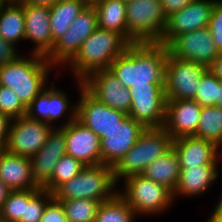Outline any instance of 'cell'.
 <instances>
[{"instance_id": "1", "label": "cell", "mask_w": 222, "mask_h": 222, "mask_svg": "<svg viewBox=\"0 0 222 222\" xmlns=\"http://www.w3.org/2000/svg\"><path fill=\"white\" fill-rule=\"evenodd\" d=\"M167 47L159 43L130 44L110 65L109 70L125 88L164 86Z\"/></svg>"}, {"instance_id": "2", "label": "cell", "mask_w": 222, "mask_h": 222, "mask_svg": "<svg viewBox=\"0 0 222 222\" xmlns=\"http://www.w3.org/2000/svg\"><path fill=\"white\" fill-rule=\"evenodd\" d=\"M51 67L45 56L33 52L31 58L19 55L15 60L0 66V85L11 88L28 107L47 88L46 78Z\"/></svg>"}, {"instance_id": "3", "label": "cell", "mask_w": 222, "mask_h": 222, "mask_svg": "<svg viewBox=\"0 0 222 222\" xmlns=\"http://www.w3.org/2000/svg\"><path fill=\"white\" fill-rule=\"evenodd\" d=\"M130 44L118 33L97 28L81 45L69 62L78 79L101 69H109L111 63L122 55Z\"/></svg>"}, {"instance_id": "4", "label": "cell", "mask_w": 222, "mask_h": 222, "mask_svg": "<svg viewBox=\"0 0 222 222\" xmlns=\"http://www.w3.org/2000/svg\"><path fill=\"white\" fill-rule=\"evenodd\" d=\"M173 139L162 128H146L135 145L113 167L115 183L118 179L141 175L146 167L172 147Z\"/></svg>"}, {"instance_id": "5", "label": "cell", "mask_w": 222, "mask_h": 222, "mask_svg": "<svg viewBox=\"0 0 222 222\" xmlns=\"http://www.w3.org/2000/svg\"><path fill=\"white\" fill-rule=\"evenodd\" d=\"M113 167L108 165L85 166L80 173L62 184L54 193L56 200L93 199L110 200L116 193Z\"/></svg>"}, {"instance_id": "6", "label": "cell", "mask_w": 222, "mask_h": 222, "mask_svg": "<svg viewBox=\"0 0 222 222\" xmlns=\"http://www.w3.org/2000/svg\"><path fill=\"white\" fill-rule=\"evenodd\" d=\"M166 21L160 0H134L126 3L127 42L159 43Z\"/></svg>"}, {"instance_id": "7", "label": "cell", "mask_w": 222, "mask_h": 222, "mask_svg": "<svg viewBox=\"0 0 222 222\" xmlns=\"http://www.w3.org/2000/svg\"><path fill=\"white\" fill-rule=\"evenodd\" d=\"M125 192H117L135 214H159L172 205L173 192L143 175L125 178Z\"/></svg>"}, {"instance_id": "8", "label": "cell", "mask_w": 222, "mask_h": 222, "mask_svg": "<svg viewBox=\"0 0 222 222\" xmlns=\"http://www.w3.org/2000/svg\"><path fill=\"white\" fill-rule=\"evenodd\" d=\"M207 69L201 64L180 60L168 53L164 78L167 101L193 99L198 91L201 77Z\"/></svg>"}, {"instance_id": "9", "label": "cell", "mask_w": 222, "mask_h": 222, "mask_svg": "<svg viewBox=\"0 0 222 222\" xmlns=\"http://www.w3.org/2000/svg\"><path fill=\"white\" fill-rule=\"evenodd\" d=\"M97 28L98 21L94 7H85L68 30L54 43L53 49L46 59L54 67L68 64L78 53L80 45Z\"/></svg>"}, {"instance_id": "10", "label": "cell", "mask_w": 222, "mask_h": 222, "mask_svg": "<svg viewBox=\"0 0 222 222\" xmlns=\"http://www.w3.org/2000/svg\"><path fill=\"white\" fill-rule=\"evenodd\" d=\"M129 116L145 128H162L166 117L164 86H131Z\"/></svg>"}, {"instance_id": "11", "label": "cell", "mask_w": 222, "mask_h": 222, "mask_svg": "<svg viewBox=\"0 0 222 222\" xmlns=\"http://www.w3.org/2000/svg\"><path fill=\"white\" fill-rule=\"evenodd\" d=\"M69 120L60 129L65 133L66 154L79 160L85 166L101 164L100 138L76 119V105Z\"/></svg>"}, {"instance_id": "12", "label": "cell", "mask_w": 222, "mask_h": 222, "mask_svg": "<svg viewBox=\"0 0 222 222\" xmlns=\"http://www.w3.org/2000/svg\"><path fill=\"white\" fill-rule=\"evenodd\" d=\"M53 128L52 125L31 119L27 115L12 119L5 150L31 158L45 144Z\"/></svg>"}, {"instance_id": "13", "label": "cell", "mask_w": 222, "mask_h": 222, "mask_svg": "<svg viewBox=\"0 0 222 222\" xmlns=\"http://www.w3.org/2000/svg\"><path fill=\"white\" fill-rule=\"evenodd\" d=\"M166 47L171 56L196 62L206 68L220 53L208 28L175 36Z\"/></svg>"}, {"instance_id": "14", "label": "cell", "mask_w": 222, "mask_h": 222, "mask_svg": "<svg viewBox=\"0 0 222 222\" xmlns=\"http://www.w3.org/2000/svg\"><path fill=\"white\" fill-rule=\"evenodd\" d=\"M77 81L81 96L76 105V119L101 139L127 115L96 100L83 88L82 80Z\"/></svg>"}, {"instance_id": "15", "label": "cell", "mask_w": 222, "mask_h": 222, "mask_svg": "<svg viewBox=\"0 0 222 222\" xmlns=\"http://www.w3.org/2000/svg\"><path fill=\"white\" fill-rule=\"evenodd\" d=\"M82 82L83 88L96 100L129 115L132 101L129 89L109 69L94 71Z\"/></svg>"}, {"instance_id": "16", "label": "cell", "mask_w": 222, "mask_h": 222, "mask_svg": "<svg viewBox=\"0 0 222 222\" xmlns=\"http://www.w3.org/2000/svg\"><path fill=\"white\" fill-rule=\"evenodd\" d=\"M216 0H196L167 17L159 44L167 45L175 36L208 28Z\"/></svg>"}, {"instance_id": "17", "label": "cell", "mask_w": 222, "mask_h": 222, "mask_svg": "<svg viewBox=\"0 0 222 222\" xmlns=\"http://www.w3.org/2000/svg\"><path fill=\"white\" fill-rule=\"evenodd\" d=\"M66 154L65 133L58 127L52 129L42 148L30 158L32 180L39 189L51 192V176L58 160Z\"/></svg>"}, {"instance_id": "18", "label": "cell", "mask_w": 222, "mask_h": 222, "mask_svg": "<svg viewBox=\"0 0 222 222\" xmlns=\"http://www.w3.org/2000/svg\"><path fill=\"white\" fill-rule=\"evenodd\" d=\"M146 128L127 115L101 141V164L114 167Z\"/></svg>"}, {"instance_id": "19", "label": "cell", "mask_w": 222, "mask_h": 222, "mask_svg": "<svg viewBox=\"0 0 222 222\" xmlns=\"http://www.w3.org/2000/svg\"><path fill=\"white\" fill-rule=\"evenodd\" d=\"M201 108L194 99L167 101L163 128L173 140L194 136L199 124Z\"/></svg>"}, {"instance_id": "20", "label": "cell", "mask_w": 222, "mask_h": 222, "mask_svg": "<svg viewBox=\"0 0 222 222\" xmlns=\"http://www.w3.org/2000/svg\"><path fill=\"white\" fill-rule=\"evenodd\" d=\"M25 17V39L35 42L33 53L47 56L52 50L49 6L20 3Z\"/></svg>"}, {"instance_id": "21", "label": "cell", "mask_w": 222, "mask_h": 222, "mask_svg": "<svg viewBox=\"0 0 222 222\" xmlns=\"http://www.w3.org/2000/svg\"><path fill=\"white\" fill-rule=\"evenodd\" d=\"M180 168L199 167L201 165H219V148L215 143L195 136L174 139Z\"/></svg>"}, {"instance_id": "22", "label": "cell", "mask_w": 222, "mask_h": 222, "mask_svg": "<svg viewBox=\"0 0 222 222\" xmlns=\"http://www.w3.org/2000/svg\"><path fill=\"white\" fill-rule=\"evenodd\" d=\"M0 179L11 191L39 189L32 180L30 158L5 149L0 152Z\"/></svg>"}, {"instance_id": "23", "label": "cell", "mask_w": 222, "mask_h": 222, "mask_svg": "<svg viewBox=\"0 0 222 222\" xmlns=\"http://www.w3.org/2000/svg\"><path fill=\"white\" fill-rule=\"evenodd\" d=\"M53 84L51 82V88H45L27 107L26 115L29 118L52 125L53 121L62 117L68 109L71 110L67 95L55 89Z\"/></svg>"}, {"instance_id": "24", "label": "cell", "mask_w": 222, "mask_h": 222, "mask_svg": "<svg viewBox=\"0 0 222 222\" xmlns=\"http://www.w3.org/2000/svg\"><path fill=\"white\" fill-rule=\"evenodd\" d=\"M180 169L181 172L173 197L182 194L191 197L205 193L218 178V165H201Z\"/></svg>"}, {"instance_id": "25", "label": "cell", "mask_w": 222, "mask_h": 222, "mask_svg": "<svg viewBox=\"0 0 222 222\" xmlns=\"http://www.w3.org/2000/svg\"><path fill=\"white\" fill-rule=\"evenodd\" d=\"M181 169L177 153L171 147L166 153L150 163L141 174L158 184L166 186L174 192Z\"/></svg>"}, {"instance_id": "26", "label": "cell", "mask_w": 222, "mask_h": 222, "mask_svg": "<svg viewBox=\"0 0 222 222\" xmlns=\"http://www.w3.org/2000/svg\"><path fill=\"white\" fill-rule=\"evenodd\" d=\"M98 27L120 34L127 41L126 3L121 0H101L94 7Z\"/></svg>"}, {"instance_id": "27", "label": "cell", "mask_w": 222, "mask_h": 222, "mask_svg": "<svg viewBox=\"0 0 222 222\" xmlns=\"http://www.w3.org/2000/svg\"><path fill=\"white\" fill-rule=\"evenodd\" d=\"M84 8L85 6L78 0H58L49 6L52 49L54 43L68 30Z\"/></svg>"}, {"instance_id": "28", "label": "cell", "mask_w": 222, "mask_h": 222, "mask_svg": "<svg viewBox=\"0 0 222 222\" xmlns=\"http://www.w3.org/2000/svg\"><path fill=\"white\" fill-rule=\"evenodd\" d=\"M0 36L14 45L25 39L23 6L16 0L8 1L0 11Z\"/></svg>"}, {"instance_id": "29", "label": "cell", "mask_w": 222, "mask_h": 222, "mask_svg": "<svg viewBox=\"0 0 222 222\" xmlns=\"http://www.w3.org/2000/svg\"><path fill=\"white\" fill-rule=\"evenodd\" d=\"M195 137L222 144V108L218 106L202 107Z\"/></svg>"}, {"instance_id": "30", "label": "cell", "mask_w": 222, "mask_h": 222, "mask_svg": "<svg viewBox=\"0 0 222 222\" xmlns=\"http://www.w3.org/2000/svg\"><path fill=\"white\" fill-rule=\"evenodd\" d=\"M134 216L137 215L116 193L110 200L99 205L94 222H134Z\"/></svg>"}, {"instance_id": "31", "label": "cell", "mask_w": 222, "mask_h": 222, "mask_svg": "<svg viewBox=\"0 0 222 222\" xmlns=\"http://www.w3.org/2000/svg\"><path fill=\"white\" fill-rule=\"evenodd\" d=\"M64 207L68 222H94L101 202L93 199L57 200Z\"/></svg>"}, {"instance_id": "32", "label": "cell", "mask_w": 222, "mask_h": 222, "mask_svg": "<svg viewBox=\"0 0 222 222\" xmlns=\"http://www.w3.org/2000/svg\"><path fill=\"white\" fill-rule=\"evenodd\" d=\"M53 198L46 189L25 190L24 216L18 222H41L44 210Z\"/></svg>"}, {"instance_id": "33", "label": "cell", "mask_w": 222, "mask_h": 222, "mask_svg": "<svg viewBox=\"0 0 222 222\" xmlns=\"http://www.w3.org/2000/svg\"><path fill=\"white\" fill-rule=\"evenodd\" d=\"M85 167L79 160L68 154L63 155L56 163L51 176V193L53 194L62 184L68 182Z\"/></svg>"}, {"instance_id": "34", "label": "cell", "mask_w": 222, "mask_h": 222, "mask_svg": "<svg viewBox=\"0 0 222 222\" xmlns=\"http://www.w3.org/2000/svg\"><path fill=\"white\" fill-rule=\"evenodd\" d=\"M220 80L207 69L200 80L196 96L193 98L201 107L216 106L219 101Z\"/></svg>"}, {"instance_id": "35", "label": "cell", "mask_w": 222, "mask_h": 222, "mask_svg": "<svg viewBox=\"0 0 222 222\" xmlns=\"http://www.w3.org/2000/svg\"><path fill=\"white\" fill-rule=\"evenodd\" d=\"M25 190L10 191L0 210V219L18 222L24 216Z\"/></svg>"}, {"instance_id": "36", "label": "cell", "mask_w": 222, "mask_h": 222, "mask_svg": "<svg viewBox=\"0 0 222 222\" xmlns=\"http://www.w3.org/2000/svg\"><path fill=\"white\" fill-rule=\"evenodd\" d=\"M0 113L11 119L19 118L27 114V107L20 101L17 94L8 87L0 85Z\"/></svg>"}, {"instance_id": "37", "label": "cell", "mask_w": 222, "mask_h": 222, "mask_svg": "<svg viewBox=\"0 0 222 222\" xmlns=\"http://www.w3.org/2000/svg\"><path fill=\"white\" fill-rule=\"evenodd\" d=\"M208 29L220 53H222V0H216Z\"/></svg>"}, {"instance_id": "38", "label": "cell", "mask_w": 222, "mask_h": 222, "mask_svg": "<svg viewBox=\"0 0 222 222\" xmlns=\"http://www.w3.org/2000/svg\"><path fill=\"white\" fill-rule=\"evenodd\" d=\"M41 222H68L60 201L53 198L46 206Z\"/></svg>"}, {"instance_id": "39", "label": "cell", "mask_w": 222, "mask_h": 222, "mask_svg": "<svg viewBox=\"0 0 222 222\" xmlns=\"http://www.w3.org/2000/svg\"><path fill=\"white\" fill-rule=\"evenodd\" d=\"M17 53L14 44L5 40L0 43V66L15 60L19 56Z\"/></svg>"}, {"instance_id": "40", "label": "cell", "mask_w": 222, "mask_h": 222, "mask_svg": "<svg viewBox=\"0 0 222 222\" xmlns=\"http://www.w3.org/2000/svg\"><path fill=\"white\" fill-rule=\"evenodd\" d=\"M194 1L196 0H160L166 18Z\"/></svg>"}, {"instance_id": "41", "label": "cell", "mask_w": 222, "mask_h": 222, "mask_svg": "<svg viewBox=\"0 0 222 222\" xmlns=\"http://www.w3.org/2000/svg\"><path fill=\"white\" fill-rule=\"evenodd\" d=\"M11 121L12 119L9 118L7 115L0 113V148L1 149L6 148Z\"/></svg>"}, {"instance_id": "42", "label": "cell", "mask_w": 222, "mask_h": 222, "mask_svg": "<svg viewBox=\"0 0 222 222\" xmlns=\"http://www.w3.org/2000/svg\"><path fill=\"white\" fill-rule=\"evenodd\" d=\"M208 69L222 81V53H219Z\"/></svg>"}, {"instance_id": "43", "label": "cell", "mask_w": 222, "mask_h": 222, "mask_svg": "<svg viewBox=\"0 0 222 222\" xmlns=\"http://www.w3.org/2000/svg\"><path fill=\"white\" fill-rule=\"evenodd\" d=\"M215 207L216 208L213 210V214L211 215V218L208 219V222H222V197L218 205Z\"/></svg>"}, {"instance_id": "44", "label": "cell", "mask_w": 222, "mask_h": 222, "mask_svg": "<svg viewBox=\"0 0 222 222\" xmlns=\"http://www.w3.org/2000/svg\"><path fill=\"white\" fill-rule=\"evenodd\" d=\"M11 190L6 186V184L0 179V210L3 207L4 202Z\"/></svg>"}, {"instance_id": "45", "label": "cell", "mask_w": 222, "mask_h": 222, "mask_svg": "<svg viewBox=\"0 0 222 222\" xmlns=\"http://www.w3.org/2000/svg\"><path fill=\"white\" fill-rule=\"evenodd\" d=\"M19 3H31L34 5H45V6H52L54 5L58 0H16Z\"/></svg>"}, {"instance_id": "46", "label": "cell", "mask_w": 222, "mask_h": 222, "mask_svg": "<svg viewBox=\"0 0 222 222\" xmlns=\"http://www.w3.org/2000/svg\"><path fill=\"white\" fill-rule=\"evenodd\" d=\"M85 7H95L101 0H78Z\"/></svg>"}, {"instance_id": "47", "label": "cell", "mask_w": 222, "mask_h": 222, "mask_svg": "<svg viewBox=\"0 0 222 222\" xmlns=\"http://www.w3.org/2000/svg\"><path fill=\"white\" fill-rule=\"evenodd\" d=\"M216 106L222 108V81L220 80V88H219V101L217 102Z\"/></svg>"}, {"instance_id": "48", "label": "cell", "mask_w": 222, "mask_h": 222, "mask_svg": "<svg viewBox=\"0 0 222 222\" xmlns=\"http://www.w3.org/2000/svg\"><path fill=\"white\" fill-rule=\"evenodd\" d=\"M8 2V0H0V11L2 7Z\"/></svg>"}, {"instance_id": "49", "label": "cell", "mask_w": 222, "mask_h": 222, "mask_svg": "<svg viewBox=\"0 0 222 222\" xmlns=\"http://www.w3.org/2000/svg\"><path fill=\"white\" fill-rule=\"evenodd\" d=\"M122 2H125V3H129L131 1H134V0H121Z\"/></svg>"}, {"instance_id": "50", "label": "cell", "mask_w": 222, "mask_h": 222, "mask_svg": "<svg viewBox=\"0 0 222 222\" xmlns=\"http://www.w3.org/2000/svg\"><path fill=\"white\" fill-rule=\"evenodd\" d=\"M4 41V39L3 38H1V36H0V43H2Z\"/></svg>"}]
</instances>
